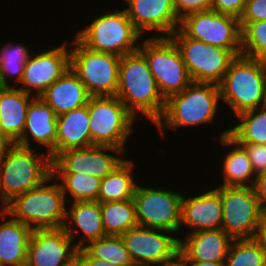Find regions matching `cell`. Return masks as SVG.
Returning <instances> with one entry per match:
<instances>
[{"mask_svg": "<svg viewBox=\"0 0 266 266\" xmlns=\"http://www.w3.org/2000/svg\"><path fill=\"white\" fill-rule=\"evenodd\" d=\"M219 85L213 83L191 82L183 91L165 100L162 116L154 123L160 137L166 139L167 130L184 127H202L214 124L221 111ZM220 111V113H219ZM218 113V114H217ZM216 119V120H215Z\"/></svg>", "mask_w": 266, "mask_h": 266, "instance_id": "cell-1", "label": "cell"}, {"mask_svg": "<svg viewBox=\"0 0 266 266\" xmlns=\"http://www.w3.org/2000/svg\"><path fill=\"white\" fill-rule=\"evenodd\" d=\"M115 96L139 121L143 117L154 125L162 116L165 99L159 92L145 56L139 50L121 56Z\"/></svg>", "mask_w": 266, "mask_h": 266, "instance_id": "cell-2", "label": "cell"}, {"mask_svg": "<svg viewBox=\"0 0 266 266\" xmlns=\"http://www.w3.org/2000/svg\"><path fill=\"white\" fill-rule=\"evenodd\" d=\"M221 103L230 118L247 110L266 106V69L263 62L236 56L219 84ZM233 113V114H232Z\"/></svg>", "mask_w": 266, "mask_h": 266, "instance_id": "cell-3", "label": "cell"}, {"mask_svg": "<svg viewBox=\"0 0 266 266\" xmlns=\"http://www.w3.org/2000/svg\"><path fill=\"white\" fill-rule=\"evenodd\" d=\"M113 9V11H112ZM80 27L74 36L91 50L119 56L133 53L139 49L143 36L135 29L125 9L112 8Z\"/></svg>", "mask_w": 266, "mask_h": 266, "instance_id": "cell-4", "label": "cell"}, {"mask_svg": "<svg viewBox=\"0 0 266 266\" xmlns=\"http://www.w3.org/2000/svg\"><path fill=\"white\" fill-rule=\"evenodd\" d=\"M66 205L61 185L52 175L41 186L15 197L7 212L32 230L57 229L64 226Z\"/></svg>", "mask_w": 266, "mask_h": 266, "instance_id": "cell-5", "label": "cell"}, {"mask_svg": "<svg viewBox=\"0 0 266 266\" xmlns=\"http://www.w3.org/2000/svg\"><path fill=\"white\" fill-rule=\"evenodd\" d=\"M36 149L14 144L0 159L3 195L8 202L52 176L50 154Z\"/></svg>", "mask_w": 266, "mask_h": 266, "instance_id": "cell-6", "label": "cell"}, {"mask_svg": "<svg viewBox=\"0 0 266 266\" xmlns=\"http://www.w3.org/2000/svg\"><path fill=\"white\" fill-rule=\"evenodd\" d=\"M87 106L92 143L113 146L127 153L128 140L136 134L134 127L138 119L116 96H91Z\"/></svg>", "mask_w": 266, "mask_h": 266, "instance_id": "cell-7", "label": "cell"}, {"mask_svg": "<svg viewBox=\"0 0 266 266\" xmlns=\"http://www.w3.org/2000/svg\"><path fill=\"white\" fill-rule=\"evenodd\" d=\"M138 50L145 56L165 100L192 82L182 54L171 37H143Z\"/></svg>", "mask_w": 266, "mask_h": 266, "instance_id": "cell-8", "label": "cell"}, {"mask_svg": "<svg viewBox=\"0 0 266 266\" xmlns=\"http://www.w3.org/2000/svg\"><path fill=\"white\" fill-rule=\"evenodd\" d=\"M70 68L91 96H115L121 56L84 46L74 35L70 39Z\"/></svg>", "mask_w": 266, "mask_h": 266, "instance_id": "cell-9", "label": "cell"}, {"mask_svg": "<svg viewBox=\"0 0 266 266\" xmlns=\"http://www.w3.org/2000/svg\"><path fill=\"white\" fill-rule=\"evenodd\" d=\"M139 183L142 182H138L133 197L138 226L167 230L179 236L180 239L184 192L174 191L172 187L170 190L167 184L165 187L161 184L151 187L149 184L145 186L144 182L141 186Z\"/></svg>", "mask_w": 266, "mask_h": 266, "instance_id": "cell-10", "label": "cell"}, {"mask_svg": "<svg viewBox=\"0 0 266 266\" xmlns=\"http://www.w3.org/2000/svg\"><path fill=\"white\" fill-rule=\"evenodd\" d=\"M170 37L179 48L193 82L219 85L236 57L231 50L187 37L179 28Z\"/></svg>", "mask_w": 266, "mask_h": 266, "instance_id": "cell-11", "label": "cell"}, {"mask_svg": "<svg viewBox=\"0 0 266 266\" xmlns=\"http://www.w3.org/2000/svg\"><path fill=\"white\" fill-rule=\"evenodd\" d=\"M179 29L191 39L241 55V27L235 16L213 10L195 12L181 19Z\"/></svg>", "mask_w": 266, "mask_h": 266, "instance_id": "cell-12", "label": "cell"}, {"mask_svg": "<svg viewBox=\"0 0 266 266\" xmlns=\"http://www.w3.org/2000/svg\"><path fill=\"white\" fill-rule=\"evenodd\" d=\"M220 195L221 229L233 240L253 238L262 215L254 187L220 186Z\"/></svg>", "mask_w": 266, "mask_h": 266, "instance_id": "cell-13", "label": "cell"}, {"mask_svg": "<svg viewBox=\"0 0 266 266\" xmlns=\"http://www.w3.org/2000/svg\"><path fill=\"white\" fill-rule=\"evenodd\" d=\"M63 40L59 46L34 51L24 65L18 87L25 93L40 97L45 90L70 68V42ZM42 51V52H41Z\"/></svg>", "mask_w": 266, "mask_h": 266, "instance_id": "cell-14", "label": "cell"}, {"mask_svg": "<svg viewBox=\"0 0 266 266\" xmlns=\"http://www.w3.org/2000/svg\"><path fill=\"white\" fill-rule=\"evenodd\" d=\"M121 238L135 266H157L173 258L180 247L179 237L163 229L136 226Z\"/></svg>", "mask_w": 266, "mask_h": 266, "instance_id": "cell-15", "label": "cell"}, {"mask_svg": "<svg viewBox=\"0 0 266 266\" xmlns=\"http://www.w3.org/2000/svg\"><path fill=\"white\" fill-rule=\"evenodd\" d=\"M126 158L123 150L107 145L69 149L52 160V173H80L103 179Z\"/></svg>", "mask_w": 266, "mask_h": 266, "instance_id": "cell-16", "label": "cell"}, {"mask_svg": "<svg viewBox=\"0 0 266 266\" xmlns=\"http://www.w3.org/2000/svg\"><path fill=\"white\" fill-rule=\"evenodd\" d=\"M122 1L127 16L143 37H170L180 27L174 0Z\"/></svg>", "mask_w": 266, "mask_h": 266, "instance_id": "cell-17", "label": "cell"}, {"mask_svg": "<svg viewBox=\"0 0 266 266\" xmlns=\"http://www.w3.org/2000/svg\"><path fill=\"white\" fill-rule=\"evenodd\" d=\"M78 248L64 228L33 230L26 266H66L76 260Z\"/></svg>", "mask_w": 266, "mask_h": 266, "instance_id": "cell-18", "label": "cell"}, {"mask_svg": "<svg viewBox=\"0 0 266 266\" xmlns=\"http://www.w3.org/2000/svg\"><path fill=\"white\" fill-rule=\"evenodd\" d=\"M203 189V193L197 192L183 194L180 232L185 234L201 230L221 229L223 220V204L220 195V186H212Z\"/></svg>", "mask_w": 266, "mask_h": 266, "instance_id": "cell-19", "label": "cell"}, {"mask_svg": "<svg viewBox=\"0 0 266 266\" xmlns=\"http://www.w3.org/2000/svg\"><path fill=\"white\" fill-rule=\"evenodd\" d=\"M56 138L57 115L41 97H35L28 106L22 136L15 144L23 147L44 148V151L48 152L51 159L54 160L56 158Z\"/></svg>", "mask_w": 266, "mask_h": 266, "instance_id": "cell-20", "label": "cell"}, {"mask_svg": "<svg viewBox=\"0 0 266 266\" xmlns=\"http://www.w3.org/2000/svg\"><path fill=\"white\" fill-rule=\"evenodd\" d=\"M228 128H223V131L218 132L217 142L227 152L221 155L217 164H220L221 177H219L220 183L217 186L227 187H253L256 181L257 175L254 173L252 163L245 148L239 144L234 138L229 135L230 125ZM222 178V179H221Z\"/></svg>", "mask_w": 266, "mask_h": 266, "instance_id": "cell-21", "label": "cell"}, {"mask_svg": "<svg viewBox=\"0 0 266 266\" xmlns=\"http://www.w3.org/2000/svg\"><path fill=\"white\" fill-rule=\"evenodd\" d=\"M63 228L78 249L93 240L106 237L101 217V203L98 201L67 203Z\"/></svg>", "mask_w": 266, "mask_h": 266, "instance_id": "cell-22", "label": "cell"}, {"mask_svg": "<svg viewBox=\"0 0 266 266\" xmlns=\"http://www.w3.org/2000/svg\"><path fill=\"white\" fill-rule=\"evenodd\" d=\"M183 232L179 252L187 262H225L233 239L224 230H201L190 234Z\"/></svg>", "mask_w": 266, "mask_h": 266, "instance_id": "cell-23", "label": "cell"}, {"mask_svg": "<svg viewBox=\"0 0 266 266\" xmlns=\"http://www.w3.org/2000/svg\"><path fill=\"white\" fill-rule=\"evenodd\" d=\"M32 232L8 212H0V266L25 265Z\"/></svg>", "mask_w": 266, "mask_h": 266, "instance_id": "cell-24", "label": "cell"}, {"mask_svg": "<svg viewBox=\"0 0 266 266\" xmlns=\"http://www.w3.org/2000/svg\"><path fill=\"white\" fill-rule=\"evenodd\" d=\"M40 97L60 116L87 105L91 95L80 78L69 68Z\"/></svg>", "mask_w": 266, "mask_h": 266, "instance_id": "cell-25", "label": "cell"}, {"mask_svg": "<svg viewBox=\"0 0 266 266\" xmlns=\"http://www.w3.org/2000/svg\"><path fill=\"white\" fill-rule=\"evenodd\" d=\"M93 145L87 105L57 116L56 157L69 149L87 148Z\"/></svg>", "mask_w": 266, "mask_h": 266, "instance_id": "cell-26", "label": "cell"}, {"mask_svg": "<svg viewBox=\"0 0 266 266\" xmlns=\"http://www.w3.org/2000/svg\"><path fill=\"white\" fill-rule=\"evenodd\" d=\"M34 98L35 96L18 87H5L0 90V130L14 143L22 136L27 109Z\"/></svg>", "mask_w": 266, "mask_h": 266, "instance_id": "cell-27", "label": "cell"}, {"mask_svg": "<svg viewBox=\"0 0 266 266\" xmlns=\"http://www.w3.org/2000/svg\"><path fill=\"white\" fill-rule=\"evenodd\" d=\"M137 161L128 157L110 174L101 179L98 202L131 200L140 182L135 175ZM136 164V165H135ZM136 167V168H135ZM135 172V173H134ZM137 178V181H136Z\"/></svg>", "mask_w": 266, "mask_h": 266, "instance_id": "cell-28", "label": "cell"}, {"mask_svg": "<svg viewBox=\"0 0 266 266\" xmlns=\"http://www.w3.org/2000/svg\"><path fill=\"white\" fill-rule=\"evenodd\" d=\"M229 123V135L238 143L266 145V106L239 113Z\"/></svg>", "mask_w": 266, "mask_h": 266, "instance_id": "cell-29", "label": "cell"}, {"mask_svg": "<svg viewBox=\"0 0 266 266\" xmlns=\"http://www.w3.org/2000/svg\"><path fill=\"white\" fill-rule=\"evenodd\" d=\"M3 43L4 44L1 43L0 46L1 78L6 87H16V85H20L24 72V65L28 57L32 54L33 49H30L32 48L31 45L24 42L19 43L15 40H10L9 42L4 41Z\"/></svg>", "mask_w": 266, "mask_h": 266, "instance_id": "cell-30", "label": "cell"}, {"mask_svg": "<svg viewBox=\"0 0 266 266\" xmlns=\"http://www.w3.org/2000/svg\"><path fill=\"white\" fill-rule=\"evenodd\" d=\"M100 203L106 236H121L138 226L133 199Z\"/></svg>", "mask_w": 266, "mask_h": 266, "instance_id": "cell-31", "label": "cell"}, {"mask_svg": "<svg viewBox=\"0 0 266 266\" xmlns=\"http://www.w3.org/2000/svg\"><path fill=\"white\" fill-rule=\"evenodd\" d=\"M52 175L60 183L66 203L98 201L100 178L80 173H52Z\"/></svg>", "mask_w": 266, "mask_h": 266, "instance_id": "cell-32", "label": "cell"}, {"mask_svg": "<svg viewBox=\"0 0 266 266\" xmlns=\"http://www.w3.org/2000/svg\"><path fill=\"white\" fill-rule=\"evenodd\" d=\"M92 257L119 266H135L121 236H106L83 247Z\"/></svg>", "mask_w": 266, "mask_h": 266, "instance_id": "cell-33", "label": "cell"}, {"mask_svg": "<svg viewBox=\"0 0 266 266\" xmlns=\"http://www.w3.org/2000/svg\"><path fill=\"white\" fill-rule=\"evenodd\" d=\"M225 266H266V252L253 238L233 240Z\"/></svg>", "mask_w": 266, "mask_h": 266, "instance_id": "cell-34", "label": "cell"}, {"mask_svg": "<svg viewBox=\"0 0 266 266\" xmlns=\"http://www.w3.org/2000/svg\"><path fill=\"white\" fill-rule=\"evenodd\" d=\"M240 27L241 54L264 62L266 60V20L240 24Z\"/></svg>", "mask_w": 266, "mask_h": 266, "instance_id": "cell-35", "label": "cell"}, {"mask_svg": "<svg viewBox=\"0 0 266 266\" xmlns=\"http://www.w3.org/2000/svg\"><path fill=\"white\" fill-rule=\"evenodd\" d=\"M213 0H174L177 17L181 20L195 12L212 10Z\"/></svg>", "mask_w": 266, "mask_h": 266, "instance_id": "cell-36", "label": "cell"}, {"mask_svg": "<svg viewBox=\"0 0 266 266\" xmlns=\"http://www.w3.org/2000/svg\"><path fill=\"white\" fill-rule=\"evenodd\" d=\"M239 144H241L247 151L254 173L258 176L259 174L266 172V145L250 143Z\"/></svg>", "mask_w": 266, "mask_h": 266, "instance_id": "cell-37", "label": "cell"}, {"mask_svg": "<svg viewBox=\"0 0 266 266\" xmlns=\"http://www.w3.org/2000/svg\"><path fill=\"white\" fill-rule=\"evenodd\" d=\"M266 20V0H247L240 24Z\"/></svg>", "mask_w": 266, "mask_h": 266, "instance_id": "cell-38", "label": "cell"}, {"mask_svg": "<svg viewBox=\"0 0 266 266\" xmlns=\"http://www.w3.org/2000/svg\"><path fill=\"white\" fill-rule=\"evenodd\" d=\"M247 0H213L212 10L240 18Z\"/></svg>", "mask_w": 266, "mask_h": 266, "instance_id": "cell-39", "label": "cell"}, {"mask_svg": "<svg viewBox=\"0 0 266 266\" xmlns=\"http://www.w3.org/2000/svg\"><path fill=\"white\" fill-rule=\"evenodd\" d=\"M253 187L258 199L261 214L266 215V172H263L256 177Z\"/></svg>", "mask_w": 266, "mask_h": 266, "instance_id": "cell-40", "label": "cell"}, {"mask_svg": "<svg viewBox=\"0 0 266 266\" xmlns=\"http://www.w3.org/2000/svg\"><path fill=\"white\" fill-rule=\"evenodd\" d=\"M76 260L79 266H119L92 257L84 248L77 250Z\"/></svg>", "mask_w": 266, "mask_h": 266, "instance_id": "cell-41", "label": "cell"}, {"mask_svg": "<svg viewBox=\"0 0 266 266\" xmlns=\"http://www.w3.org/2000/svg\"><path fill=\"white\" fill-rule=\"evenodd\" d=\"M253 239L266 252V215H261Z\"/></svg>", "mask_w": 266, "mask_h": 266, "instance_id": "cell-42", "label": "cell"}, {"mask_svg": "<svg viewBox=\"0 0 266 266\" xmlns=\"http://www.w3.org/2000/svg\"><path fill=\"white\" fill-rule=\"evenodd\" d=\"M14 144V141L0 130V159Z\"/></svg>", "mask_w": 266, "mask_h": 266, "instance_id": "cell-43", "label": "cell"}, {"mask_svg": "<svg viewBox=\"0 0 266 266\" xmlns=\"http://www.w3.org/2000/svg\"><path fill=\"white\" fill-rule=\"evenodd\" d=\"M157 266H189L186 258L178 252L173 258L164 261Z\"/></svg>", "mask_w": 266, "mask_h": 266, "instance_id": "cell-44", "label": "cell"}, {"mask_svg": "<svg viewBox=\"0 0 266 266\" xmlns=\"http://www.w3.org/2000/svg\"><path fill=\"white\" fill-rule=\"evenodd\" d=\"M0 212H7L9 202L4 198L2 183H1V171H0Z\"/></svg>", "mask_w": 266, "mask_h": 266, "instance_id": "cell-45", "label": "cell"}, {"mask_svg": "<svg viewBox=\"0 0 266 266\" xmlns=\"http://www.w3.org/2000/svg\"><path fill=\"white\" fill-rule=\"evenodd\" d=\"M189 266H225V262H212V261H201V262H188Z\"/></svg>", "mask_w": 266, "mask_h": 266, "instance_id": "cell-46", "label": "cell"}, {"mask_svg": "<svg viewBox=\"0 0 266 266\" xmlns=\"http://www.w3.org/2000/svg\"><path fill=\"white\" fill-rule=\"evenodd\" d=\"M5 87L6 86L4 85V82H3L2 78H1V74H0V90L5 88Z\"/></svg>", "mask_w": 266, "mask_h": 266, "instance_id": "cell-47", "label": "cell"}, {"mask_svg": "<svg viewBox=\"0 0 266 266\" xmlns=\"http://www.w3.org/2000/svg\"><path fill=\"white\" fill-rule=\"evenodd\" d=\"M66 266H79L77 260H75L73 263L66 265Z\"/></svg>", "mask_w": 266, "mask_h": 266, "instance_id": "cell-48", "label": "cell"}]
</instances>
